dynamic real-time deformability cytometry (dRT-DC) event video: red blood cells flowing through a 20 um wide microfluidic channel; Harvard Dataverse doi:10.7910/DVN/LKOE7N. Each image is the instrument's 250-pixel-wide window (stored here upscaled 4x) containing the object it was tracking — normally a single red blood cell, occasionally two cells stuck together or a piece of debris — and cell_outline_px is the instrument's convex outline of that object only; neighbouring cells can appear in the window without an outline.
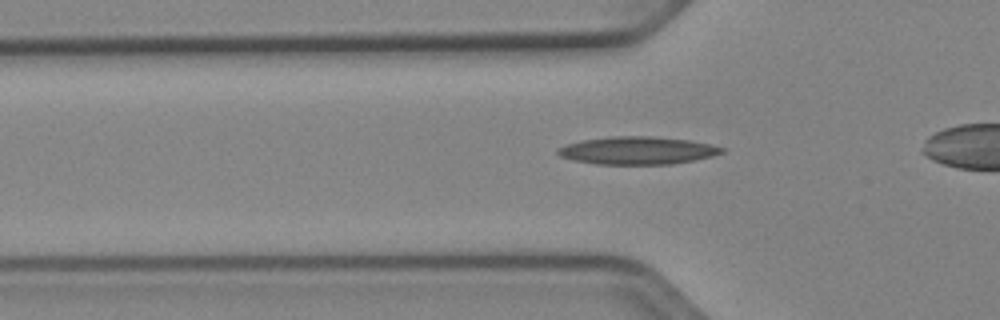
{"species": "Egyptian fruit bat (a non-hibernating species)", "species_latin": "Rousettus aegyptiacus", "temperature_condition": "cold", "stored_images_in_passage": 35, "camera_frame_rate_fps": 3000, "um_per_image_px": 0.085, "animal": {"sex": "female"}, "frame": {"image": 1, "passage_image": 13, "time_ms": 4.0, "image_size_px": [1000, 320], "cell_outline_px": [[728, 148], [724, 152], [712, 156], [672, 164], [596, 164], [572, 160], [560, 156], [556, 152], [556, 148], [580, 140], [608, 136], [652, 136], [688, 140], [712, 144]], "centroid_in_image_um": [54.18, 12.78], "position_along_channel_um": 71.6, "area_um2": 26.7}}
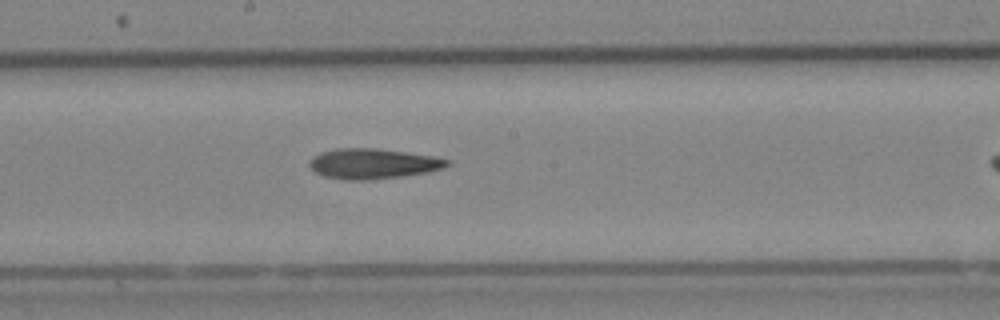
{"frame": {"image": 2, "passage_image": 24, "time_ms": 7.667, "image_size_px": [1000, 320], "cell_outline_px": [[452, 164], [444, 168], [428, 172], [372, 180], [344, 180], [324, 176], [316, 172], [308, 164], [312, 156], [320, 152], [336, 148], [376, 148], [432, 156], [452, 160]], "centroid_in_image_um": [31.71, 13.91], "position_along_channel_um": 216.5, "area_um2": 24.39}}
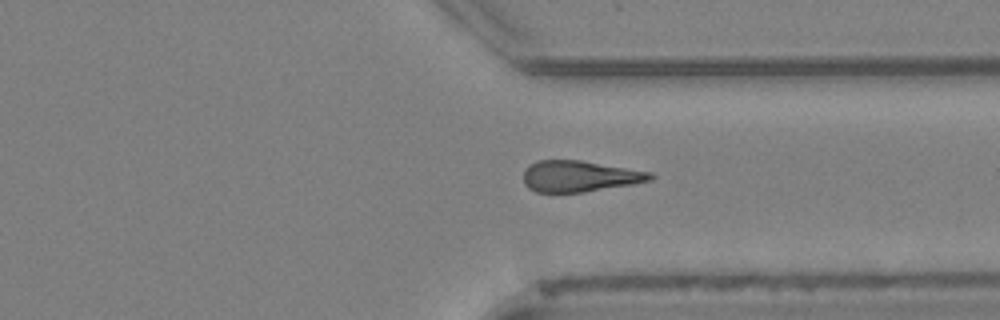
{"frame": {"image": 3, "passage_image": 35, "time_ms": 11.333, "image_size_px": [1000, 320], "cell_outline_px": [[656, 176], [652, 180], [632, 184], [580, 192], [536, 192], [528, 188], [524, 184], [524, 172], [536, 160], [580, 160], [652, 172]], "centroid_in_image_um": [49.28, 14.97], "position_along_channel_um": 362.1, "area_um2": 22.83}}